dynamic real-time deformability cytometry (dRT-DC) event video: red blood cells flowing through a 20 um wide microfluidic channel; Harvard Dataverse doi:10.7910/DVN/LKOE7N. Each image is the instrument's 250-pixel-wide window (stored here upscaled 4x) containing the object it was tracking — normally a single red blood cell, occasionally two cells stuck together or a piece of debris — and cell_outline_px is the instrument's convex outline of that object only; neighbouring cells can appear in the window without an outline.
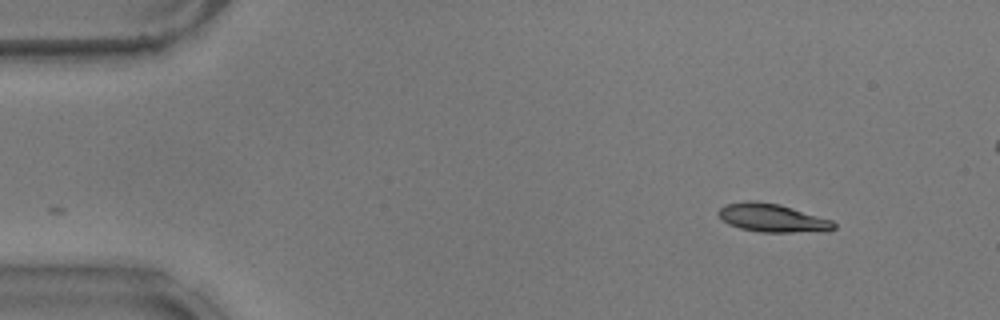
{"species": "common noctule bat (a hibernating species)", "species_latin": "Nyctalus noctula", "temperature_condition": "warm", "stored_images_in_passage": 50, "segment_of_instrument_passage": [1, 2], "camera_frame_rate_fps": 3000, "um_per_image_px": 0.085, "animal": {"sex": "male", "body_mass_g": 17.9}, "frame": {"image": 1, "passage_image": 1, "time_ms": 0.0, "image_size_px": [1000, 320], "cell_outline_px": [[836, 228], [824, 232], [760, 232], [740, 228], [728, 224], [716, 212], [724, 204], [744, 200], [756, 200], [780, 204], [832, 220], [836, 224]], "centroid_in_image_um": [65.65, 18.51], "position_along_channel_um": 19.3, "area_um2": 19.31}}
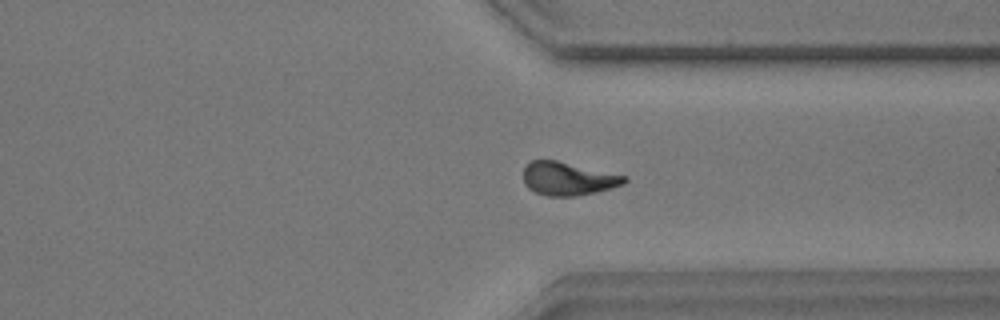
{"frame": {"image": 2, "passage_image": 36, "time_ms": 11.667, "image_size_px": [1000, 320], "cell_outline_px": [[628, 180], [624, 184], [612, 188], [596, 192], [576, 196], [548, 196], [536, 192], [528, 188], [524, 184], [524, 168], [532, 160], [556, 160], [628, 176]], "centroid_in_image_um": [48.31, 15.19], "position_along_channel_um": 363.1, "area_um2": 19.59}}
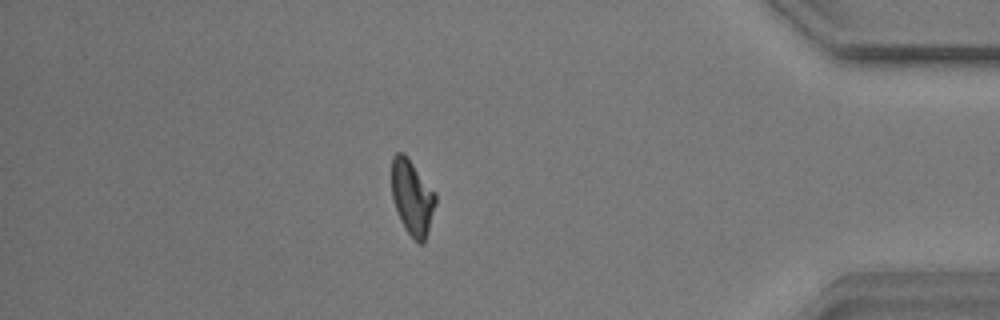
{"frame": {"image": 3, "passage_image": 42, "time_ms": 13.667, "image_size_px": [1000, 320], "cell_outline_px": [[436, 204], [428, 232], [424, 244], [420, 244], [404, 228], [400, 220], [392, 196], [392, 156], [396, 152], [404, 152], [408, 156], [436, 192]], "centroid_in_image_um": [35.05, 16.74], "position_along_channel_um": 400.1, "area_um2": 19.42}}